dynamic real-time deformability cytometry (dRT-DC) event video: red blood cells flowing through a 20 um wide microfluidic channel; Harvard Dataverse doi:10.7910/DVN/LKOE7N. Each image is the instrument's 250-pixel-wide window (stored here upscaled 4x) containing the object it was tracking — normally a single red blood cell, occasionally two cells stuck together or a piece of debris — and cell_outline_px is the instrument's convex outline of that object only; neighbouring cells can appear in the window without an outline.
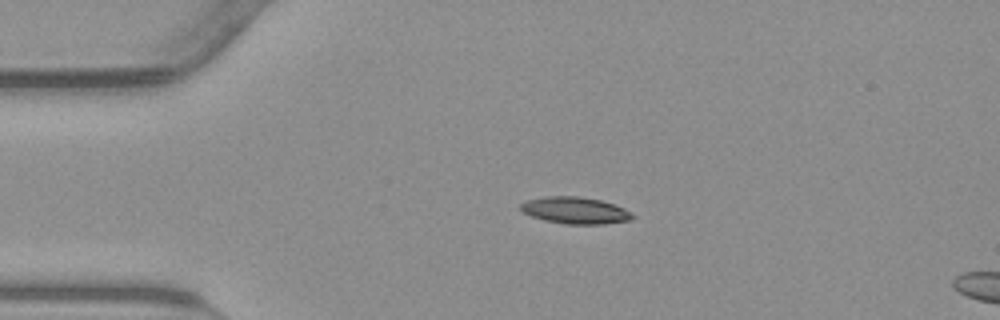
{"species": "common noctule bat (a hibernating species)", "species_latin": "Nyctalus noctula", "temperature_condition": "warm", "stored_images_in_passage": 5, "camera_frame_rate_fps": 3000, "um_per_image_px": 0.085, "animal": {"sex": "male", "body_mass_g": 23.1, "forearm_length_mm": 52.7}, "frame": {"image": 1, "passage_image": 1, "time_ms": 0.0, "image_size_px": [1000, 320], "cell_outline_px": [[636, 216], [632, 220], [604, 224], [564, 224], [544, 220], [532, 216], [524, 212], [520, 208], [520, 204], [528, 200], [544, 196], [580, 196], [600, 200], [616, 204], [632, 212]], "centroid_in_image_um": [48.95, 17.88], "position_along_channel_um": 36.1, "area_um2": 17.63}}